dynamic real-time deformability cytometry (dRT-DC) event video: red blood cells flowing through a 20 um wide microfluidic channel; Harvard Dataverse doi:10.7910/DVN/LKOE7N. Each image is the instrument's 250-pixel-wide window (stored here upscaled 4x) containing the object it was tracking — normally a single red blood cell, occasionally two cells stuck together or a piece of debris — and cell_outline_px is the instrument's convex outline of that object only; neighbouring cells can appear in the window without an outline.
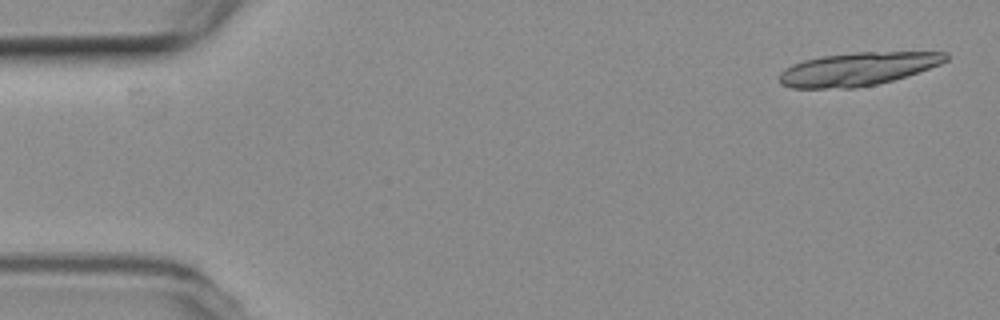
{"species": "common noctule bat (a hibernating species)", "species_latin": "Nyctalus noctula", "temperature_condition": "room temperature", "stored_images_in_passage": 18, "camera_frame_rate_fps": 3000, "um_per_image_px": 0.085, "animal": {"sex": "female", "body_mass_g": 19.3, "forearm_length_mm": 54.1}, "frame": {"image": 1, "passage_image": 2, "time_ms": 0.333, "image_size_px": [1000, 320], "cell_outline_px": [[948, 60], [940, 64], [892, 80], [876, 84], [856, 88], [792, 88], [780, 84], [780, 72], [784, 68], [792, 64], [804, 60], [824, 56], [856, 52], [948, 52]], "centroid_in_image_um": [72.87, 5.87], "position_along_channel_um": 12.1, "area_um2": 31.96}}